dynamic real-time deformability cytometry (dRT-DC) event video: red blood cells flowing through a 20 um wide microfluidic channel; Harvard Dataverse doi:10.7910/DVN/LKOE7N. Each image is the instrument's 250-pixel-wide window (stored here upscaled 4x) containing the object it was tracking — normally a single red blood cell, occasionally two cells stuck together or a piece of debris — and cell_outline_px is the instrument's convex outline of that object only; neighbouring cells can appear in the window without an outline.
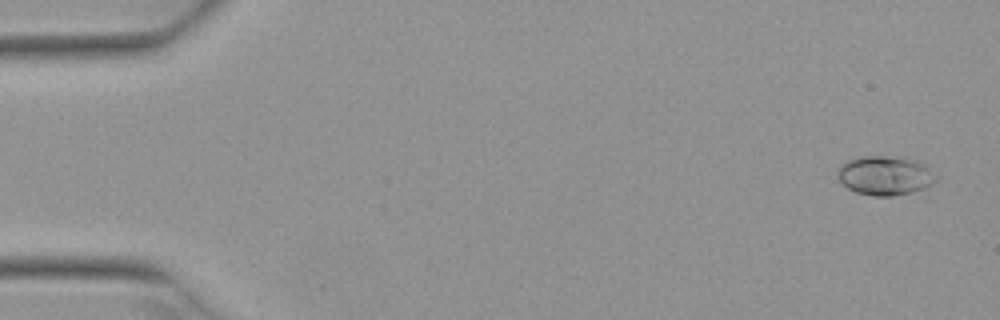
{"species": "Egyptian fruit bat (a non-hibernating species)", "species_latin": "Rousettus aegyptiacus", "temperature_condition": "warm", "stored_images_in_passage": 3, "camera_frame_rate_fps": 3000, "um_per_image_px": 0.085, "animal": {"sex": "female"}, "frame": {"image": 1, "passage_image": 1, "time_ms": 0.0, "image_size_px": [1000, 320], "cell_outline_px": [[936, 180], [924, 200], [872, 196], [856, 192], [848, 188], [840, 180], [836, 172], [840, 164], [848, 160], [860, 156], [904, 156], [916, 160], [924, 164], [936, 176]], "centroid_in_image_um": [75.42, 15.03], "position_along_channel_um": 9.6, "area_um2": 24.68}}